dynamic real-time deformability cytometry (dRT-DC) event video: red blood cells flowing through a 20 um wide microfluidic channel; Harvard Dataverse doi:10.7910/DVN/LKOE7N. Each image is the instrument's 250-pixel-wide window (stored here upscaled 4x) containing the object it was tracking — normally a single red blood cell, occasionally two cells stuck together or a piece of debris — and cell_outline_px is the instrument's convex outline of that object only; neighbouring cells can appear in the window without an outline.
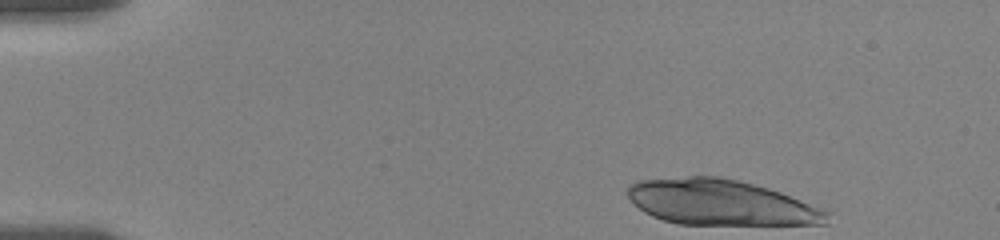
{"species": "human", "species_latin": "Homo sapiens", "temperature_condition": "room temperature", "stored_images_in_passage": 32, "camera_frame_rate_fps": 3000, "um_per_image_px": 0.085, "donor": {"sex": "female"}, "frame": {"image": 1, "passage_image": 1, "time_ms": 0.0, "image_size_px": [1000, 240], "cell_outline_px": [[828, 224], [680, 224], [664, 220], [652, 216], [644, 212], [628, 196], [628, 184], [636, 180], [688, 176], [720, 176], [768, 188], [780, 192], [828, 212]], "centroid_in_image_um": [61.2, 17.2], "position_along_channel_um": 23.8, "area_um2": 52.31}}
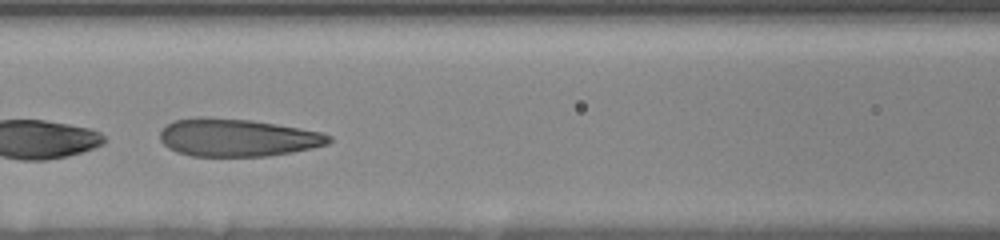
{"frame": {"image": 2, "passage_image": 24, "time_ms": 6.333, "image_size_px": [1000, 240], "cell_outline_px": [[332, 140], [328, 144], [312, 148], [292, 152], [268, 156], [192, 156], [176, 152], [168, 148], [160, 140], [160, 132], [172, 120], [200, 116], [204, 116], [248, 120], [276, 124], [300, 128], [320, 132], [332, 136]], "centroid_in_image_um": [20.15, 11.69], "position_along_channel_um": 146.4, "area_um2": 37.22}}